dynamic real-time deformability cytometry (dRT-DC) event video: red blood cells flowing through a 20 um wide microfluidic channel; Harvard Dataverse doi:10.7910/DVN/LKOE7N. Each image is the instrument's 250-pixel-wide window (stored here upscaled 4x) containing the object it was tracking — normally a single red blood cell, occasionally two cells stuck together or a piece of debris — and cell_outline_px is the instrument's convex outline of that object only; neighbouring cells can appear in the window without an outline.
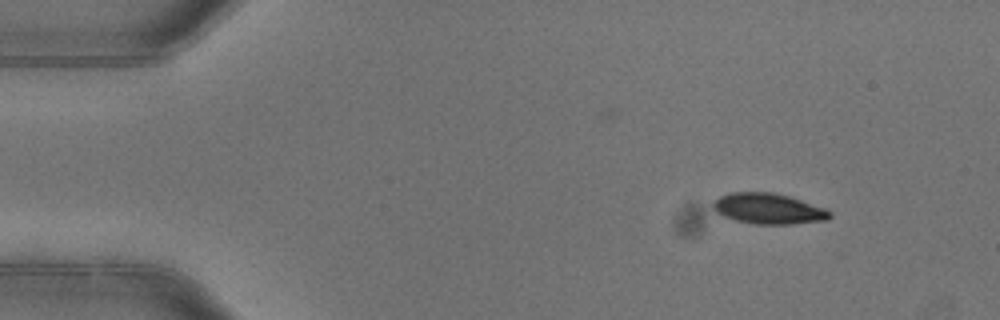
{"species": "common noctule bat (a hibernating species)", "species_latin": "Nyctalus noctula", "temperature_condition": "warm", "stored_images_in_passage": 5, "camera_frame_rate_fps": 3000, "um_per_image_px": 0.085, "animal": {"sex": "female"}, "frame": {"image": 1, "passage_image": 1, "time_ms": 0.0, "image_size_px": [1000, 320], "cell_outline_px": [[832, 216], [828, 220], [792, 224], [756, 224], [736, 220], [724, 216], [716, 212], [712, 208], [712, 204], [720, 196], [728, 192], [772, 192], [788, 196], [824, 208], [832, 212]], "centroid_in_image_um": [65.31, 17.74], "position_along_channel_um": 19.7, "area_um2": 20.81}}
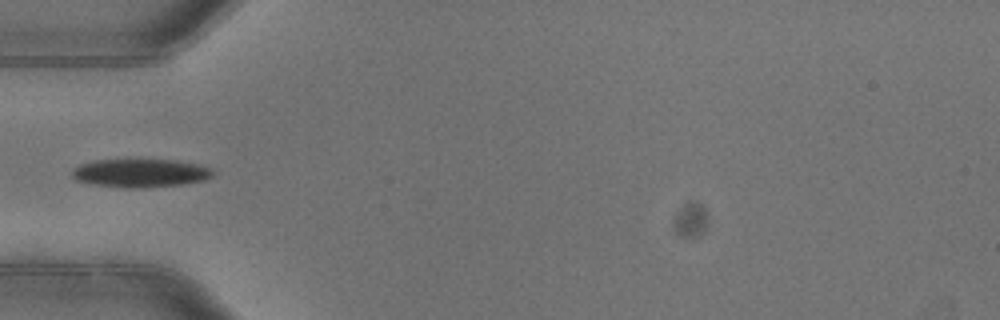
{"frame": {"image": 2, "passage_image": 4, "time_ms": 1.0, "image_size_px": [1000, 320], "cell_outline_px": [[216, 172], [212, 176], [204, 180], [184, 184], [144, 188], [120, 188], [92, 184], [76, 180], [72, 176], [72, 172], [80, 164], [92, 160], [176, 160], [196, 164], [212, 168]], "centroid_in_image_um": [11.95, 14.72], "position_along_channel_um": 73.0, "area_um2": 23.41}}